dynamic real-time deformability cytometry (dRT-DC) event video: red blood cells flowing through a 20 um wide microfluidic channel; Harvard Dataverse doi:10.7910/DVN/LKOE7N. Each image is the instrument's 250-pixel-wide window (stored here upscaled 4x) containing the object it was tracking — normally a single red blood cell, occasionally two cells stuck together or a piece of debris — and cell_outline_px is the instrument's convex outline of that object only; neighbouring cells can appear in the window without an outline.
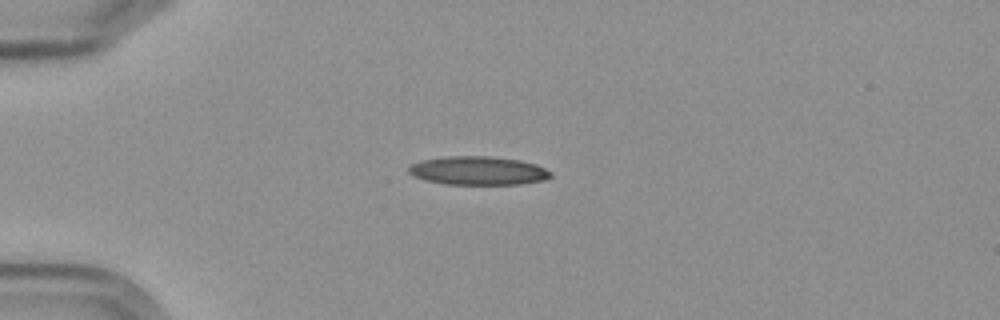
{"species": "Egyptian fruit bat (a non-hibernating species)", "species_latin": "Rousettus aegyptiacus", "temperature_condition": "cold", "stored_images_in_passage": 4, "camera_frame_rate_fps": 3000, "um_per_image_px": 0.085, "frame": {"image": 1, "passage_image": 3, "time_ms": 2.667, "image_size_px": [1000, 320], "cell_outline_px": [[552, 176], [544, 180], [520, 184], [448, 184], [424, 180], [408, 172], [408, 168], [412, 164], [424, 160], [444, 156], [488, 156], [520, 160], [536, 164], [552, 172]], "centroid_in_image_um": [40.67, 14.5], "position_along_channel_um": 44.3, "area_um2": 23.52}}